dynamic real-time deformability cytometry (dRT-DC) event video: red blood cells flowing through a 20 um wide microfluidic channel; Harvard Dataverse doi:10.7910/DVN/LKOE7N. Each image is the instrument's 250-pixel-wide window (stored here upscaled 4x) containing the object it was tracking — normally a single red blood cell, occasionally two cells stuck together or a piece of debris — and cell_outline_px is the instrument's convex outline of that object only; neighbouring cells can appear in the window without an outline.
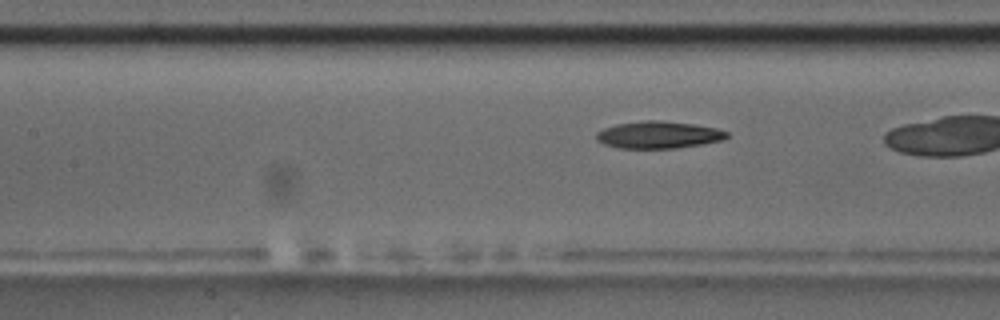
{"species": "common noctule bat (a hibernating species)", "species_latin": "Nyctalus noctula", "temperature_condition": "room temperature", "stored_images_in_passage": 4, "camera_frame_rate_fps": 3000, "um_per_image_px": 0.085, "animal": {"sex": "male", "body_mass_g": 17.5, "forearm_length_mm": 52.3}, "frame": {"image": 1, "passage_image": 4, "time_ms": 4.333, "image_size_px": [1000, 320], "cell_outline_px": [[728, 136], [724, 140], [704, 144], [676, 148], [620, 148], [604, 144], [596, 140], [596, 132], [604, 128], [616, 124], [644, 120], [664, 120], [692, 124], [716, 128], [728, 132]], "centroid_in_image_um": [55.98, 11.46], "position_along_channel_um": 151.4, "area_um2": 20.75}}